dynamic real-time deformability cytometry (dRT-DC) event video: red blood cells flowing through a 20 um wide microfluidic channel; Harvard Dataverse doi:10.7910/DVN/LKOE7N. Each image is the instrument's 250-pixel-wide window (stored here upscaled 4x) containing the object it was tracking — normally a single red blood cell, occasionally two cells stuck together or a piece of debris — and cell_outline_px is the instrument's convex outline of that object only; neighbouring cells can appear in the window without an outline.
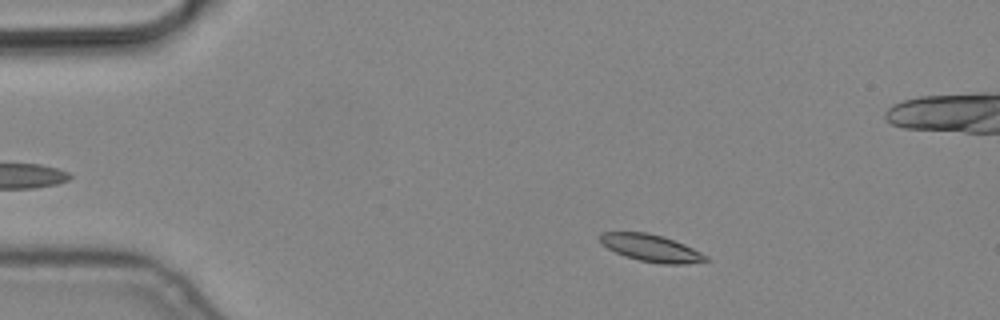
{"species": "common noctule bat (a hibernating species)", "species_latin": "Nyctalus noctula", "temperature_condition": "cold", "stored_images_in_passage": 4, "camera_frame_rate_fps": 3000, "um_per_image_px": 0.085, "animal": {"sex": "male", "body_mass_g": 19.2, "forearm_length_mm": 51.8}, "frame": {"image": 1, "passage_image": 2, "time_ms": 0.333, "image_size_px": [1000, 320], "cell_outline_px": [[708, 260], [688, 264], [660, 264], [640, 260], [624, 256], [600, 244], [600, 232], [648, 232], [664, 236], [684, 244], [708, 256]], "centroid_in_image_um": [55.33, 21.08], "position_along_channel_um": 29.7, "area_um2": 16.76}}